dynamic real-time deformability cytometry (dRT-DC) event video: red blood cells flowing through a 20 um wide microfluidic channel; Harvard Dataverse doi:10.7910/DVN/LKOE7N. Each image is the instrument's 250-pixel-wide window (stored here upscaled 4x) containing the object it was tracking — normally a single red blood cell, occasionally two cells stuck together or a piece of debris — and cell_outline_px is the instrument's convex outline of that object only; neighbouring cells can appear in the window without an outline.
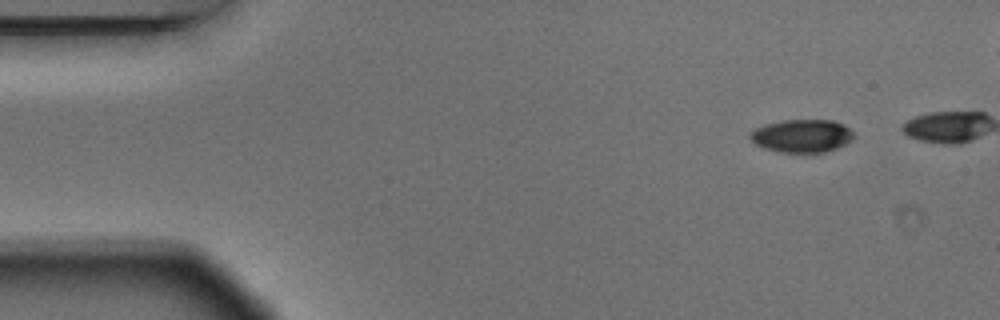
{"species": "Egyptian fruit bat (a non-hibernating species)", "species_latin": "Rousettus aegyptiacus", "temperature_condition": "warm", "stored_images_in_passage": 11, "camera_frame_rate_fps": 3000, "um_per_image_px": 0.085, "animal": {"sex": "male"}, "frame": {"image": 1, "passage_image": 1, "time_ms": 0.0, "image_size_px": [1000, 320], "cell_outline_px": [[856, 136], [844, 144], [836, 148], [824, 152], [780, 152], [764, 148], [756, 144], [748, 136], [756, 128], [764, 124], [784, 120], [832, 120], [844, 124]], "centroid_in_image_um": [68.16, 11.54], "position_along_channel_um": 16.8, "area_um2": 19.77}}
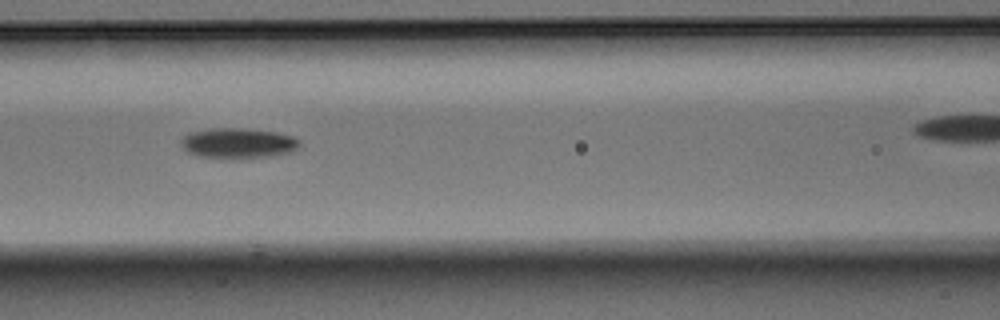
{"frame": {"image": 2, "passage_image": 7, "time_ms": 2.0, "image_size_px": [1000, 320], "cell_outline_px": [[300, 144], [296, 148], [288, 152], [272, 156], [196, 156], [188, 152], [180, 144], [180, 140], [188, 132], [208, 128], [244, 128], [276, 132], [296, 136], [300, 140]], "centroid_in_image_um": [20.22, 12.11], "position_along_channel_um": 146.4, "area_um2": 20.46}}
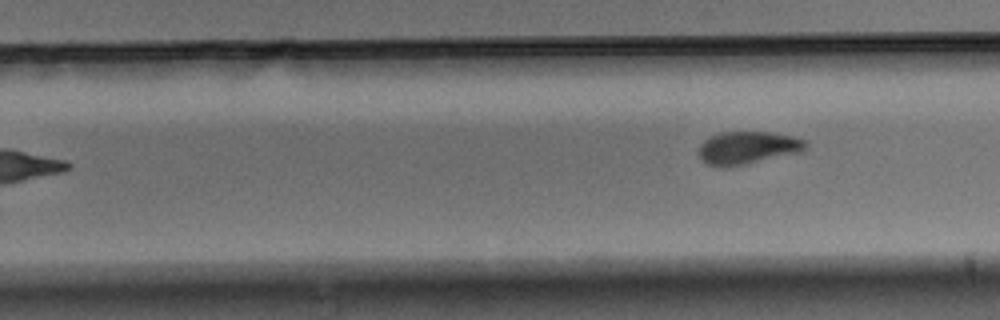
{"frame": {"image": 3, "passage_image": 11, "time_ms": 3.333, "image_size_px": [1000, 320], "cell_outline_px": [[808, 144], [804, 148], [796, 152], [744, 164], [724, 168], [708, 164], [700, 156], [700, 144], [704, 140], [720, 132], [772, 132], [792, 136], [804, 140]], "centroid_in_image_um": [63.51, 12.54], "position_along_channel_um": 266.3, "area_um2": 19.83}}